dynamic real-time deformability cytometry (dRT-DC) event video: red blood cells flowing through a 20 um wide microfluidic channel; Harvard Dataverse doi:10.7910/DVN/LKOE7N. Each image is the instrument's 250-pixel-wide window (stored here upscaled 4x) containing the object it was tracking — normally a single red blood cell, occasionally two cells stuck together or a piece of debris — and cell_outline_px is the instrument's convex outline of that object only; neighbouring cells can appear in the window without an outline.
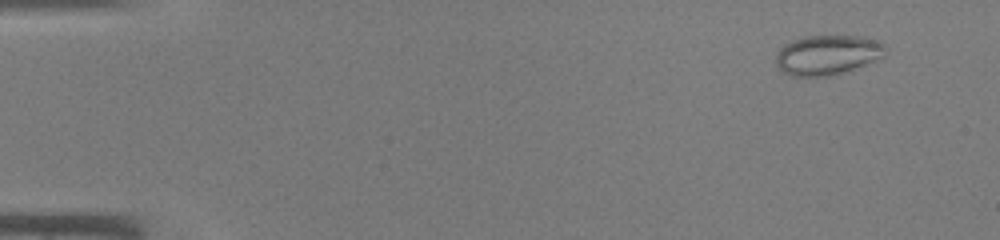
{"species": "common noctule bat (a hibernating species)", "species_latin": "Nyctalus noctula", "temperature_condition": "warm", "stored_images_in_passage": 42, "camera_frame_rate_fps": 3000, "um_per_image_px": 0.085, "animal": {"sex": "male", "body_mass_g": 19.0, "forearm_length_mm": 50.8}, "frame": {"image": 1, "passage_image": 1, "time_ms": 0.0, "image_size_px": [1000, 240], "cell_outline_px": [[888, 48], [884, 56], [876, 60], [828, 76], [792, 76], [776, 68], [776, 52], [780, 48], [792, 40], [804, 36], [856, 36], [880, 40]], "centroid_in_image_um": [70.32, 4.65], "position_along_channel_um": 14.7, "area_um2": 25.32}}
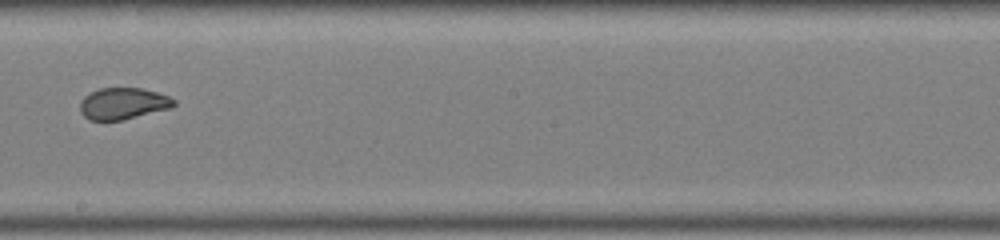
{"frame": {"image": 2, "passage_image": 24, "time_ms": 7.667, "image_size_px": [1000, 240], "cell_outline_px": [[176, 104], [172, 108], [120, 120], [88, 120], [80, 112], [80, 100], [84, 96], [100, 88], [140, 88], [156, 92], [168, 96], [176, 100]], "centroid_in_image_um": [10.46, 8.8], "position_along_channel_um": 237.7, "area_um2": 17.22}}
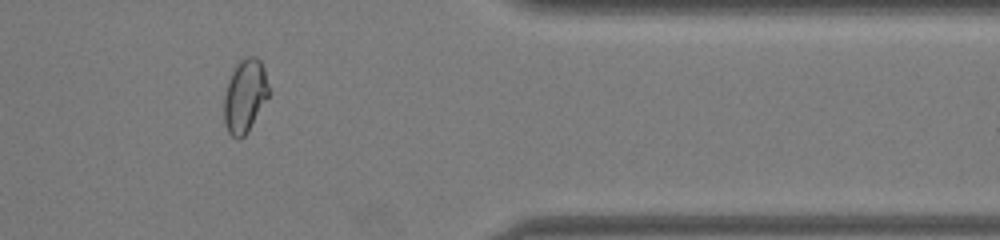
{"frame": {"image": 3, "passage_image": 35, "time_ms": 11.333, "image_size_px": [1000, 240], "cell_outline_px": [[268, 96], [248, 132], [240, 140], [236, 140], [228, 132], [224, 124], [224, 96], [228, 80], [236, 64], [244, 56], [256, 56], [260, 60], [264, 68], [268, 84]], "centroid_in_image_um": [20.8, 8.16], "position_along_channel_um": 390.6, "area_um2": 19.19}}